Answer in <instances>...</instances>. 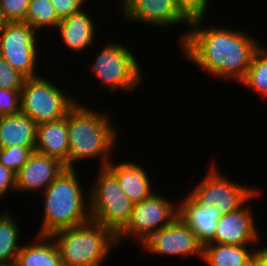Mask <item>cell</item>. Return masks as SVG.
Masks as SVG:
<instances>
[{
  "label": "cell",
  "instance_id": "6da1fadb",
  "mask_svg": "<svg viewBox=\"0 0 267 266\" xmlns=\"http://www.w3.org/2000/svg\"><path fill=\"white\" fill-rule=\"evenodd\" d=\"M202 21L190 22V31L180 37L183 54L204 72L241 83L260 46L246 32L215 26L205 29Z\"/></svg>",
  "mask_w": 267,
  "mask_h": 266
},
{
  "label": "cell",
  "instance_id": "7a4b0ae2",
  "mask_svg": "<svg viewBox=\"0 0 267 266\" xmlns=\"http://www.w3.org/2000/svg\"><path fill=\"white\" fill-rule=\"evenodd\" d=\"M81 105L75 103L68 110V168H74V162L88 158H100V167H106L118 131L112 127L108 115Z\"/></svg>",
  "mask_w": 267,
  "mask_h": 266
},
{
  "label": "cell",
  "instance_id": "3957f363",
  "mask_svg": "<svg viewBox=\"0 0 267 266\" xmlns=\"http://www.w3.org/2000/svg\"><path fill=\"white\" fill-rule=\"evenodd\" d=\"M75 168H65L62 173L43 191L44 214L39 235L52 233L91 219L86 210L84 189L81 188Z\"/></svg>",
  "mask_w": 267,
  "mask_h": 266
},
{
  "label": "cell",
  "instance_id": "277c9868",
  "mask_svg": "<svg viewBox=\"0 0 267 266\" xmlns=\"http://www.w3.org/2000/svg\"><path fill=\"white\" fill-rule=\"evenodd\" d=\"M63 266H101L116 236L94 220L52 233ZM113 245V246H112Z\"/></svg>",
  "mask_w": 267,
  "mask_h": 266
},
{
  "label": "cell",
  "instance_id": "5b68a950",
  "mask_svg": "<svg viewBox=\"0 0 267 266\" xmlns=\"http://www.w3.org/2000/svg\"><path fill=\"white\" fill-rule=\"evenodd\" d=\"M98 173L97 183L91 188V196L86 203L87 209L92 220L116 236L128 223L134 203L124 194L117 178L106 167H100Z\"/></svg>",
  "mask_w": 267,
  "mask_h": 266
},
{
  "label": "cell",
  "instance_id": "8992f818",
  "mask_svg": "<svg viewBox=\"0 0 267 266\" xmlns=\"http://www.w3.org/2000/svg\"><path fill=\"white\" fill-rule=\"evenodd\" d=\"M42 76L26 78L20 91V111L37 125L65 117L76 103Z\"/></svg>",
  "mask_w": 267,
  "mask_h": 266
},
{
  "label": "cell",
  "instance_id": "52a82bcc",
  "mask_svg": "<svg viewBox=\"0 0 267 266\" xmlns=\"http://www.w3.org/2000/svg\"><path fill=\"white\" fill-rule=\"evenodd\" d=\"M103 47L90 72L112 92L117 89L135 91L142 80L137 58L121 43H107Z\"/></svg>",
  "mask_w": 267,
  "mask_h": 266
},
{
  "label": "cell",
  "instance_id": "ba28073f",
  "mask_svg": "<svg viewBox=\"0 0 267 266\" xmlns=\"http://www.w3.org/2000/svg\"><path fill=\"white\" fill-rule=\"evenodd\" d=\"M259 190L254 187L242 186L225 179L216 166L212 167L189 195L202 208L221 210V215L228 214L242 207L246 202L257 196ZM249 200V201H248Z\"/></svg>",
  "mask_w": 267,
  "mask_h": 266
},
{
  "label": "cell",
  "instance_id": "9c48e42d",
  "mask_svg": "<svg viewBox=\"0 0 267 266\" xmlns=\"http://www.w3.org/2000/svg\"><path fill=\"white\" fill-rule=\"evenodd\" d=\"M177 216L178 208L173 206L172 201L154 192L149 198L134 204L128 223L116 235V242L118 244L123 238L136 237L142 245Z\"/></svg>",
  "mask_w": 267,
  "mask_h": 266
},
{
  "label": "cell",
  "instance_id": "30bf717a",
  "mask_svg": "<svg viewBox=\"0 0 267 266\" xmlns=\"http://www.w3.org/2000/svg\"><path fill=\"white\" fill-rule=\"evenodd\" d=\"M36 32L25 22H7L0 34V57L26 78L39 76L35 72L38 46ZM37 49V50H36Z\"/></svg>",
  "mask_w": 267,
  "mask_h": 266
},
{
  "label": "cell",
  "instance_id": "8fae6325",
  "mask_svg": "<svg viewBox=\"0 0 267 266\" xmlns=\"http://www.w3.org/2000/svg\"><path fill=\"white\" fill-rule=\"evenodd\" d=\"M145 250L157 255H181L203 257V244L192 230L177 216L168 226L160 229L142 245Z\"/></svg>",
  "mask_w": 267,
  "mask_h": 266
},
{
  "label": "cell",
  "instance_id": "7c38bea8",
  "mask_svg": "<svg viewBox=\"0 0 267 266\" xmlns=\"http://www.w3.org/2000/svg\"><path fill=\"white\" fill-rule=\"evenodd\" d=\"M123 15L126 19L168 27L190 22L176 7L175 0H122ZM147 22V23H146Z\"/></svg>",
  "mask_w": 267,
  "mask_h": 266
},
{
  "label": "cell",
  "instance_id": "4fadbf2b",
  "mask_svg": "<svg viewBox=\"0 0 267 266\" xmlns=\"http://www.w3.org/2000/svg\"><path fill=\"white\" fill-rule=\"evenodd\" d=\"M65 168V164L55 157L33 151L28 161L15 173L16 191H44Z\"/></svg>",
  "mask_w": 267,
  "mask_h": 266
},
{
  "label": "cell",
  "instance_id": "5bb4252c",
  "mask_svg": "<svg viewBox=\"0 0 267 266\" xmlns=\"http://www.w3.org/2000/svg\"><path fill=\"white\" fill-rule=\"evenodd\" d=\"M245 204L239 209L221 215L214 237L208 243L251 245L259 239L250 208Z\"/></svg>",
  "mask_w": 267,
  "mask_h": 266
},
{
  "label": "cell",
  "instance_id": "9a60e30c",
  "mask_svg": "<svg viewBox=\"0 0 267 266\" xmlns=\"http://www.w3.org/2000/svg\"><path fill=\"white\" fill-rule=\"evenodd\" d=\"M178 217L192 230L197 239L207 244L215 235L221 210L202 208L189 194L179 203Z\"/></svg>",
  "mask_w": 267,
  "mask_h": 266
},
{
  "label": "cell",
  "instance_id": "2e32d148",
  "mask_svg": "<svg viewBox=\"0 0 267 266\" xmlns=\"http://www.w3.org/2000/svg\"><path fill=\"white\" fill-rule=\"evenodd\" d=\"M35 151L55 157L68 168V113L59 120L37 125Z\"/></svg>",
  "mask_w": 267,
  "mask_h": 266
},
{
  "label": "cell",
  "instance_id": "e0dca14e",
  "mask_svg": "<svg viewBox=\"0 0 267 266\" xmlns=\"http://www.w3.org/2000/svg\"><path fill=\"white\" fill-rule=\"evenodd\" d=\"M106 168L117 178L120 188L134 204L154 193L145 168L139 164L123 161L115 165L110 161Z\"/></svg>",
  "mask_w": 267,
  "mask_h": 266
},
{
  "label": "cell",
  "instance_id": "ac0fdd59",
  "mask_svg": "<svg viewBox=\"0 0 267 266\" xmlns=\"http://www.w3.org/2000/svg\"><path fill=\"white\" fill-rule=\"evenodd\" d=\"M83 10L61 19L57 25L63 43L72 52H81L93 44L95 23Z\"/></svg>",
  "mask_w": 267,
  "mask_h": 266
},
{
  "label": "cell",
  "instance_id": "d6986e66",
  "mask_svg": "<svg viewBox=\"0 0 267 266\" xmlns=\"http://www.w3.org/2000/svg\"><path fill=\"white\" fill-rule=\"evenodd\" d=\"M37 124L21 111L0 117V148L35 147Z\"/></svg>",
  "mask_w": 267,
  "mask_h": 266
},
{
  "label": "cell",
  "instance_id": "ffe728a7",
  "mask_svg": "<svg viewBox=\"0 0 267 266\" xmlns=\"http://www.w3.org/2000/svg\"><path fill=\"white\" fill-rule=\"evenodd\" d=\"M36 243L21 246L14 266H63L58 248L49 235H37Z\"/></svg>",
  "mask_w": 267,
  "mask_h": 266
},
{
  "label": "cell",
  "instance_id": "44dd1931",
  "mask_svg": "<svg viewBox=\"0 0 267 266\" xmlns=\"http://www.w3.org/2000/svg\"><path fill=\"white\" fill-rule=\"evenodd\" d=\"M249 246L220 243L203 245V257L210 266H252L254 250Z\"/></svg>",
  "mask_w": 267,
  "mask_h": 266
},
{
  "label": "cell",
  "instance_id": "7402d4cb",
  "mask_svg": "<svg viewBox=\"0 0 267 266\" xmlns=\"http://www.w3.org/2000/svg\"><path fill=\"white\" fill-rule=\"evenodd\" d=\"M11 213L2 212L0 214V264L14 265L19 246V225ZM18 244V245H17Z\"/></svg>",
  "mask_w": 267,
  "mask_h": 266
},
{
  "label": "cell",
  "instance_id": "603a6c76",
  "mask_svg": "<svg viewBox=\"0 0 267 266\" xmlns=\"http://www.w3.org/2000/svg\"><path fill=\"white\" fill-rule=\"evenodd\" d=\"M260 48L255 52L251 65L241 84L267 98V50Z\"/></svg>",
  "mask_w": 267,
  "mask_h": 266
},
{
  "label": "cell",
  "instance_id": "cb8c5ba5",
  "mask_svg": "<svg viewBox=\"0 0 267 266\" xmlns=\"http://www.w3.org/2000/svg\"><path fill=\"white\" fill-rule=\"evenodd\" d=\"M60 21L50 0H30L24 22L35 31L49 26L57 29Z\"/></svg>",
  "mask_w": 267,
  "mask_h": 266
},
{
  "label": "cell",
  "instance_id": "d4e9b609",
  "mask_svg": "<svg viewBox=\"0 0 267 266\" xmlns=\"http://www.w3.org/2000/svg\"><path fill=\"white\" fill-rule=\"evenodd\" d=\"M33 151L35 147L18 145L0 148V163L16 173L28 161Z\"/></svg>",
  "mask_w": 267,
  "mask_h": 266
},
{
  "label": "cell",
  "instance_id": "484cf974",
  "mask_svg": "<svg viewBox=\"0 0 267 266\" xmlns=\"http://www.w3.org/2000/svg\"><path fill=\"white\" fill-rule=\"evenodd\" d=\"M26 77L0 57V88L22 90Z\"/></svg>",
  "mask_w": 267,
  "mask_h": 266
},
{
  "label": "cell",
  "instance_id": "4316f807",
  "mask_svg": "<svg viewBox=\"0 0 267 266\" xmlns=\"http://www.w3.org/2000/svg\"><path fill=\"white\" fill-rule=\"evenodd\" d=\"M175 3L181 14L189 22H192L194 20L204 19L209 0H175Z\"/></svg>",
  "mask_w": 267,
  "mask_h": 266
},
{
  "label": "cell",
  "instance_id": "83f0119b",
  "mask_svg": "<svg viewBox=\"0 0 267 266\" xmlns=\"http://www.w3.org/2000/svg\"><path fill=\"white\" fill-rule=\"evenodd\" d=\"M30 0H0L4 18L8 22H24Z\"/></svg>",
  "mask_w": 267,
  "mask_h": 266
},
{
  "label": "cell",
  "instance_id": "f1b7e54d",
  "mask_svg": "<svg viewBox=\"0 0 267 266\" xmlns=\"http://www.w3.org/2000/svg\"><path fill=\"white\" fill-rule=\"evenodd\" d=\"M20 112V92L0 88V117Z\"/></svg>",
  "mask_w": 267,
  "mask_h": 266
},
{
  "label": "cell",
  "instance_id": "f546056e",
  "mask_svg": "<svg viewBox=\"0 0 267 266\" xmlns=\"http://www.w3.org/2000/svg\"><path fill=\"white\" fill-rule=\"evenodd\" d=\"M60 19L83 10L86 0H50Z\"/></svg>",
  "mask_w": 267,
  "mask_h": 266
},
{
  "label": "cell",
  "instance_id": "4dcf8cb0",
  "mask_svg": "<svg viewBox=\"0 0 267 266\" xmlns=\"http://www.w3.org/2000/svg\"><path fill=\"white\" fill-rule=\"evenodd\" d=\"M15 172L0 163V198L10 189L16 190Z\"/></svg>",
  "mask_w": 267,
  "mask_h": 266
},
{
  "label": "cell",
  "instance_id": "1f68e13d",
  "mask_svg": "<svg viewBox=\"0 0 267 266\" xmlns=\"http://www.w3.org/2000/svg\"><path fill=\"white\" fill-rule=\"evenodd\" d=\"M252 266H267V247L254 250Z\"/></svg>",
  "mask_w": 267,
  "mask_h": 266
},
{
  "label": "cell",
  "instance_id": "d6a6232c",
  "mask_svg": "<svg viewBox=\"0 0 267 266\" xmlns=\"http://www.w3.org/2000/svg\"><path fill=\"white\" fill-rule=\"evenodd\" d=\"M7 22L8 21L4 18L3 11L0 6V34L3 31L4 27L6 26Z\"/></svg>",
  "mask_w": 267,
  "mask_h": 266
},
{
  "label": "cell",
  "instance_id": "836d02e7",
  "mask_svg": "<svg viewBox=\"0 0 267 266\" xmlns=\"http://www.w3.org/2000/svg\"><path fill=\"white\" fill-rule=\"evenodd\" d=\"M0 266H14V265H11V264H0Z\"/></svg>",
  "mask_w": 267,
  "mask_h": 266
}]
</instances>
